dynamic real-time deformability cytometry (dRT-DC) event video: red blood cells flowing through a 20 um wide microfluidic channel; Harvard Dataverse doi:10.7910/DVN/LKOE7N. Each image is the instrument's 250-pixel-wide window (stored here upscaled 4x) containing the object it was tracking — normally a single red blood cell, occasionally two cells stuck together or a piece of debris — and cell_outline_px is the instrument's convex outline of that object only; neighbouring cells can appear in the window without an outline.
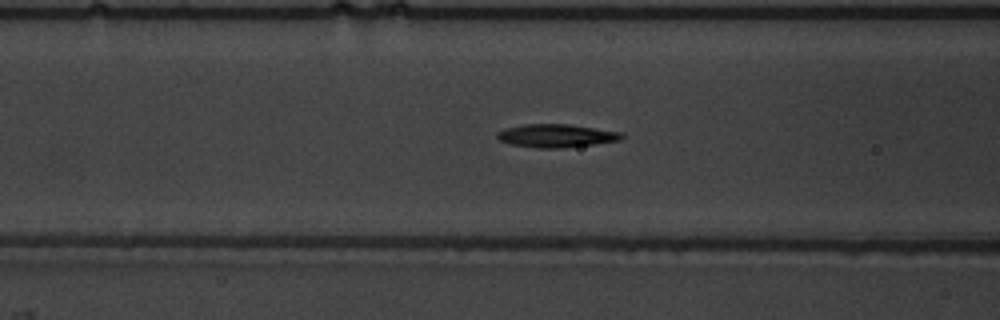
{"species": "common noctule bat (a hibernating species)", "species_latin": "Nyctalus noctula", "temperature_condition": "warm", "stored_images_in_passage": 38, "camera_frame_rate_fps": 3000, "um_per_image_px": 0.085, "animal": {"sex": "male", "body_mass_g": 19.5, "forearm_length_mm": 54.6}, "frame": {"image": 1, "passage_image": 15, "time_ms": 4.667, "image_size_px": [1000, 320], "cell_outline_px": [[624, 136], [620, 140], [564, 148], [536, 148], [508, 144], [500, 140], [496, 136], [496, 132], [504, 128], [524, 124], [568, 124], [624, 132]], "centroid_in_image_um": [47.26, 11.53], "position_along_channel_um": 119.3, "area_um2": 16.99}}
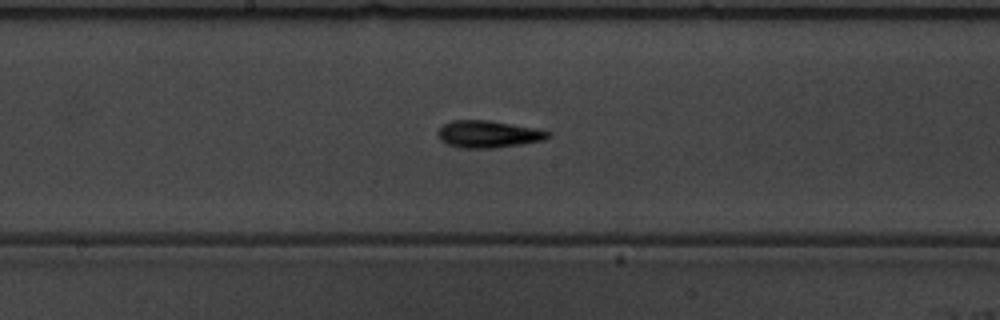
{"frame": {"image": 2, "passage_image": 22, "time_ms": 7.0, "image_size_px": [1000, 320], "cell_outline_px": [[552, 136], [544, 140], [520, 144], [492, 148], [460, 148], [448, 144], [440, 140], [436, 132], [444, 124], [452, 120], [488, 120], [540, 128], [552, 132]], "centroid_in_image_um": [41.54, 11.39], "position_along_channel_um": 206.7, "area_um2": 17.63}}
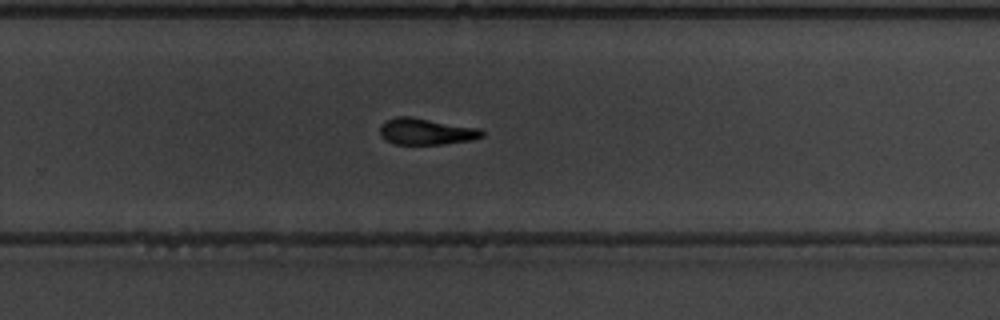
{"frame": {"image": 3, "passage_image": 29, "time_ms": 9.333, "image_size_px": [1000, 320], "cell_outline_px": [[484, 136], [472, 140], [444, 144], [396, 144], [380, 136], [380, 124], [396, 116], [408, 116], [480, 128], [484, 132]], "centroid_in_image_um": [36.24, 11.18], "position_along_channel_um": 293.6, "area_um2": 15.66}}